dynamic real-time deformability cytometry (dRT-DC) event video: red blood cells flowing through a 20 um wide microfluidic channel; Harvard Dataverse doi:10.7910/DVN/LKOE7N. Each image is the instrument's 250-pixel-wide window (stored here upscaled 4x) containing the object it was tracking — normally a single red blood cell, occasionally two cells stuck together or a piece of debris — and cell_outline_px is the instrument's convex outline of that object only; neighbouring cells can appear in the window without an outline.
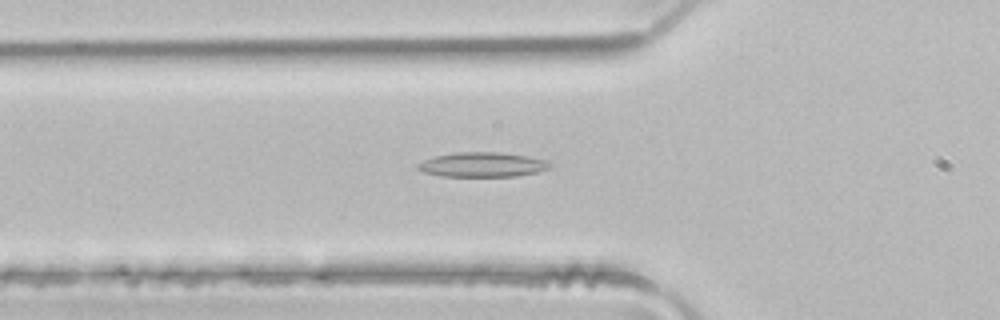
{"species": "common noctule bat (a hibernating species)", "species_latin": "Nyctalus noctula", "temperature_condition": "room temperature", "stored_images_in_passage": 49, "camera_frame_rate_fps": 3000, "um_per_image_px": 0.085, "animal": {"sex": "male", "body_mass_g": 21.5, "forearm_length_mm": 52.0}, "frame": {"image": 1, "passage_image": 17, "time_ms": 5.333, "image_size_px": [1000, 320], "cell_outline_px": [[552, 164], [548, 168], [536, 172], [516, 176], [440, 176], [424, 172], [416, 168], [416, 164], [432, 156], [452, 152], [500, 152], [524, 156], [544, 160]], "centroid_in_image_um": [40.91, 13.99], "position_along_channel_um": 84.9, "area_um2": 18.9}}
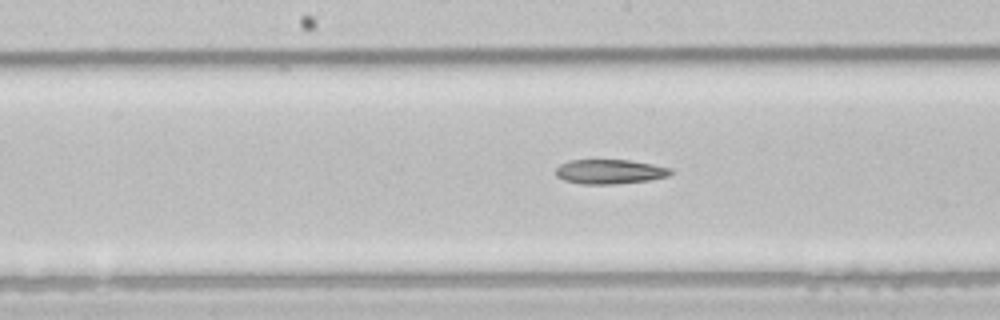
{"frame": {"image": 2, "passage_image": 25, "time_ms": 8.0, "image_size_px": [1000, 320], "cell_outline_px": [[672, 172], [668, 176], [648, 180], [612, 184], [580, 184], [564, 180], [556, 176], [556, 168], [560, 164], [568, 160], [628, 160], [652, 164], [672, 168]], "centroid_in_image_um": [51.8, 14.59], "position_along_channel_um": 196.4, "area_um2": 16.36}}
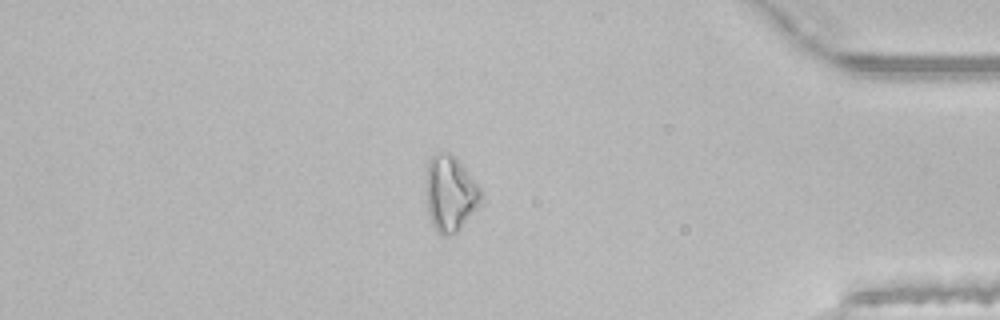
{"frame": {"image": 3, "passage_image": 42, "time_ms": 13.667, "image_size_px": [1000, 320], "cell_outline_px": [[480, 204], [460, 228], [452, 236], [444, 236], [432, 224], [428, 212], [424, 184], [428, 164], [432, 156], [436, 152], [448, 152], [460, 164], [480, 188]], "centroid_in_image_um": [38.21, 16.46], "position_along_channel_um": 397.0, "area_um2": 23.81}}